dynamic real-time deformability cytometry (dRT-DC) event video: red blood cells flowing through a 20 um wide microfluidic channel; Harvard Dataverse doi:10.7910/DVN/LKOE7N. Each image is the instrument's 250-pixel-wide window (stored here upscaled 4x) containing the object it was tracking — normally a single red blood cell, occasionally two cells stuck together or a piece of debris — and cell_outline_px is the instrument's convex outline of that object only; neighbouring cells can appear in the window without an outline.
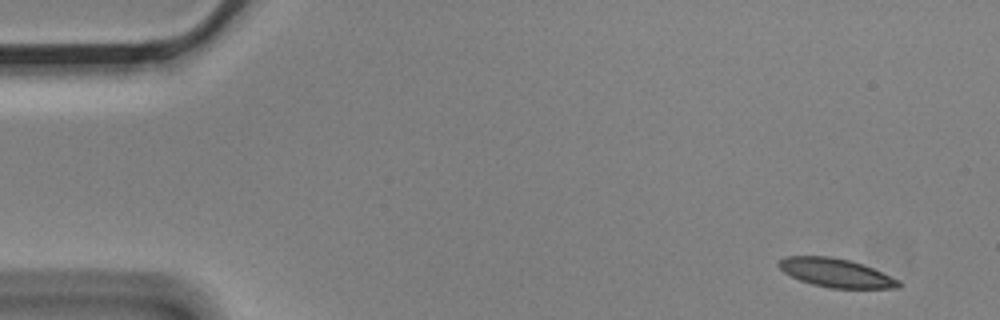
{"species": "Egyptian fruit bat (a non-hibernating species)", "species_latin": "Rousettus aegyptiacus", "temperature_condition": "cold", "stored_images_in_passage": 4, "camera_frame_rate_fps": 3000, "um_per_image_px": 0.085, "animal": {"sex": "male"}, "frame": {"image": 1, "passage_image": 1, "time_ms": 0.0, "image_size_px": [1000, 320], "cell_outline_px": [[900, 288], [832, 288], [812, 284], [800, 280], [784, 272], [776, 264], [784, 256], [828, 256], [848, 260], [864, 264], [900, 280]], "centroid_in_image_um": [71.06, 23.19], "position_along_channel_um": 13.9, "area_um2": 19.94}}
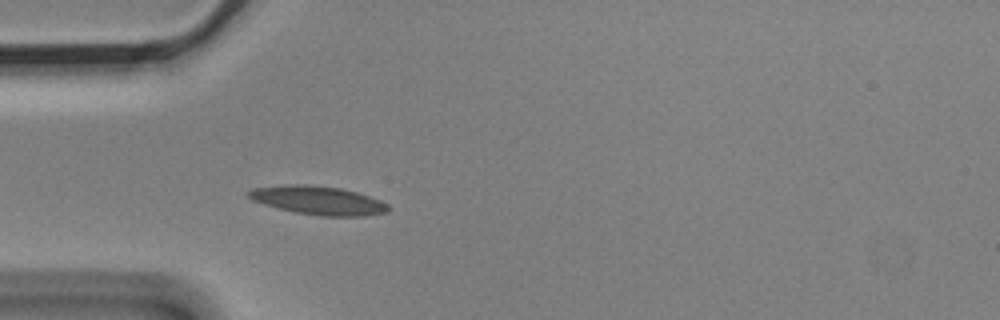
{"frame": {"image": 2, "passage_image": 4, "time_ms": 1.0, "image_size_px": [1000, 320], "cell_outline_px": [[392, 208], [388, 212], [364, 216], [320, 216], [296, 212], [276, 208], [252, 200], [244, 196], [244, 192], [252, 188], [288, 184], [308, 184], [340, 188], [356, 192], [380, 200], [388, 204]], "centroid_in_image_um": [27.0, 17.03], "position_along_channel_um": 58.0, "area_um2": 23.58}}